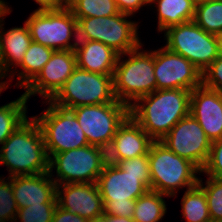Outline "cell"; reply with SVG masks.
I'll return each instance as SVG.
<instances>
[{
  "instance_id": "36",
  "label": "cell",
  "mask_w": 222,
  "mask_h": 222,
  "mask_svg": "<svg viewBox=\"0 0 222 222\" xmlns=\"http://www.w3.org/2000/svg\"><path fill=\"white\" fill-rule=\"evenodd\" d=\"M119 167L128 174L150 175L148 155H141L133 159L121 160Z\"/></svg>"
},
{
  "instance_id": "10",
  "label": "cell",
  "mask_w": 222,
  "mask_h": 222,
  "mask_svg": "<svg viewBox=\"0 0 222 222\" xmlns=\"http://www.w3.org/2000/svg\"><path fill=\"white\" fill-rule=\"evenodd\" d=\"M71 111L84 131L88 144L93 146L113 139L118 128L130 116V107L119 101L75 107Z\"/></svg>"
},
{
  "instance_id": "5",
  "label": "cell",
  "mask_w": 222,
  "mask_h": 222,
  "mask_svg": "<svg viewBox=\"0 0 222 222\" xmlns=\"http://www.w3.org/2000/svg\"><path fill=\"white\" fill-rule=\"evenodd\" d=\"M49 101L69 110L86 105L114 103L117 100L113 91V75L89 72L76 67Z\"/></svg>"
},
{
  "instance_id": "33",
  "label": "cell",
  "mask_w": 222,
  "mask_h": 222,
  "mask_svg": "<svg viewBox=\"0 0 222 222\" xmlns=\"http://www.w3.org/2000/svg\"><path fill=\"white\" fill-rule=\"evenodd\" d=\"M96 149L102 170L117 168L120 166L121 159L114 139L97 144Z\"/></svg>"
},
{
  "instance_id": "19",
  "label": "cell",
  "mask_w": 222,
  "mask_h": 222,
  "mask_svg": "<svg viewBox=\"0 0 222 222\" xmlns=\"http://www.w3.org/2000/svg\"><path fill=\"white\" fill-rule=\"evenodd\" d=\"M7 5V8L0 14V43L5 71L9 75L13 68L17 69L22 62L25 52L32 43V38L26 21L24 26L12 27L8 31L4 29V18L13 10Z\"/></svg>"
},
{
  "instance_id": "14",
  "label": "cell",
  "mask_w": 222,
  "mask_h": 222,
  "mask_svg": "<svg viewBox=\"0 0 222 222\" xmlns=\"http://www.w3.org/2000/svg\"><path fill=\"white\" fill-rule=\"evenodd\" d=\"M76 67V54L69 50L54 51L38 75L24 88L23 95L28 101L38 94L43 100H50Z\"/></svg>"
},
{
  "instance_id": "41",
  "label": "cell",
  "mask_w": 222,
  "mask_h": 222,
  "mask_svg": "<svg viewBox=\"0 0 222 222\" xmlns=\"http://www.w3.org/2000/svg\"><path fill=\"white\" fill-rule=\"evenodd\" d=\"M6 77L9 79V74H7V72L5 71L0 43V80L3 78L6 79Z\"/></svg>"
},
{
  "instance_id": "22",
  "label": "cell",
  "mask_w": 222,
  "mask_h": 222,
  "mask_svg": "<svg viewBox=\"0 0 222 222\" xmlns=\"http://www.w3.org/2000/svg\"><path fill=\"white\" fill-rule=\"evenodd\" d=\"M149 6L157 8V32L162 33L171 26L192 21L196 0H149Z\"/></svg>"
},
{
  "instance_id": "6",
  "label": "cell",
  "mask_w": 222,
  "mask_h": 222,
  "mask_svg": "<svg viewBox=\"0 0 222 222\" xmlns=\"http://www.w3.org/2000/svg\"><path fill=\"white\" fill-rule=\"evenodd\" d=\"M44 103L49 105L47 109L33 117L42 131L49 158L56 153L89 145L84 131L71 110L58 107L49 100Z\"/></svg>"
},
{
  "instance_id": "21",
  "label": "cell",
  "mask_w": 222,
  "mask_h": 222,
  "mask_svg": "<svg viewBox=\"0 0 222 222\" xmlns=\"http://www.w3.org/2000/svg\"><path fill=\"white\" fill-rule=\"evenodd\" d=\"M119 55L114 49L101 42L89 41L76 53V63L78 68L89 72L113 75Z\"/></svg>"
},
{
  "instance_id": "29",
  "label": "cell",
  "mask_w": 222,
  "mask_h": 222,
  "mask_svg": "<svg viewBox=\"0 0 222 222\" xmlns=\"http://www.w3.org/2000/svg\"><path fill=\"white\" fill-rule=\"evenodd\" d=\"M199 177L198 185L204 190L212 221H222V179ZM205 183V184H204Z\"/></svg>"
},
{
  "instance_id": "31",
  "label": "cell",
  "mask_w": 222,
  "mask_h": 222,
  "mask_svg": "<svg viewBox=\"0 0 222 222\" xmlns=\"http://www.w3.org/2000/svg\"><path fill=\"white\" fill-rule=\"evenodd\" d=\"M57 203H41L18 209L15 222H52Z\"/></svg>"
},
{
  "instance_id": "37",
  "label": "cell",
  "mask_w": 222,
  "mask_h": 222,
  "mask_svg": "<svg viewBox=\"0 0 222 222\" xmlns=\"http://www.w3.org/2000/svg\"><path fill=\"white\" fill-rule=\"evenodd\" d=\"M71 41L73 42H70L69 51L74 54L82 50L91 41L89 34L85 31V27L79 20L74 22Z\"/></svg>"
},
{
  "instance_id": "35",
  "label": "cell",
  "mask_w": 222,
  "mask_h": 222,
  "mask_svg": "<svg viewBox=\"0 0 222 222\" xmlns=\"http://www.w3.org/2000/svg\"><path fill=\"white\" fill-rule=\"evenodd\" d=\"M104 214L133 218L136 200L127 199V202H115L114 200H103Z\"/></svg>"
},
{
  "instance_id": "11",
  "label": "cell",
  "mask_w": 222,
  "mask_h": 222,
  "mask_svg": "<svg viewBox=\"0 0 222 222\" xmlns=\"http://www.w3.org/2000/svg\"><path fill=\"white\" fill-rule=\"evenodd\" d=\"M160 142L176 155L192 162L200 171L208 159L212 145L191 114L178 121Z\"/></svg>"
},
{
  "instance_id": "17",
  "label": "cell",
  "mask_w": 222,
  "mask_h": 222,
  "mask_svg": "<svg viewBox=\"0 0 222 222\" xmlns=\"http://www.w3.org/2000/svg\"><path fill=\"white\" fill-rule=\"evenodd\" d=\"M190 114L211 142L222 139V94L201 85L191 91Z\"/></svg>"
},
{
  "instance_id": "12",
  "label": "cell",
  "mask_w": 222,
  "mask_h": 222,
  "mask_svg": "<svg viewBox=\"0 0 222 222\" xmlns=\"http://www.w3.org/2000/svg\"><path fill=\"white\" fill-rule=\"evenodd\" d=\"M77 19L67 7L33 11L26 19L32 41L56 50H69L72 29Z\"/></svg>"
},
{
  "instance_id": "32",
  "label": "cell",
  "mask_w": 222,
  "mask_h": 222,
  "mask_svg": "<svg viewBox=\"0 0 222 222\" xmlns=\"http://www.w3.org/2000/svg\"><path fill=\"white\" fill-rule=\"evenodd\" d=\"M201 173L208 177L222 179V139L212 142L208 159Z\"/></svg>"
},
{
  "instance_id": "3",
  "label": "cell",
  "mask_w": 222,
  "mask_h": 222,
  "mask_svg": "<svg viewBox=\"0 0 222 222\" xmlns=\"http://www.w3.org/2000/svg\"><path fill=\"white\" fill-rule=\"evenodd\" d=\"M143 46L142 44L135 50L120 54L114 69L115 98L129 107L139 98L157 90L154 50H143Z\"/></svg>"
},
{
  "instance_id": "8",
  "label": "cell",
  "mask_w": 222,
  "mask_h": 222,
  "mask_svg": "<svg viewBox=\"0 0 222 222\" xmlns=\"http://www.w3.org/2000/svg\"><path fill=\"white\" fill-rule=\"evenodd\" d=\"M132 15L119 13L108 17L76 18L85 27L91 41L101 42L119 54L137 49L143 43L139 39L138 23ZM128 18V19H127Z\"/></svg>"
},
{
  "instance_id": "25",
  "label": "cell",
  "mask_w": 222,
  "mask_h": 222,
  "mask_svg": "<svg viewBox=\"0 0 222 222\" xmlns=\"http://www.w3.org/2000/svg\"><path fill=\"white\" fill-rule=\"evenodd\" d=\"M27 100L22 94L16 100L0 106V145L28 118Z\"/></svg>"
},
{
  "instance_id": "23",
  "label": "cell",
  "mask_w": 222,
  "mask_h": 222,
  "mask_svg": "<svg viewBox=\"0 0 222 222\" xmlns=\"http://www.w3.org/2000/svg\"><path fill=\"white\" fill-rule=\"evenodd\" d=\"M55 50L45 45L38 44L32 41L28 50L25 52L24 58L20 65L22 70L15 69L9 75V81L12 82L16 76L18 80L15 85L18 88H25L41 71L44 65L50 60ZM18 75V76H17Z\"/></svg>"
},
{
  "instance_id": "46",
  "label": "cell",
  "mask_w": 222,
  "mask_h": 222,
  "mask_svg": "<svg viewBox=\"0 0 222 222\" xmlns=\"http://www.w3.org/2000/svg\"><path fill=\"white\" fill-rule=\"evenodd\" d=\"M7 3L5 0H0V14L7 8Z\"/></svg>"
},
{
  "instance_id": "44",
  "label": "cell",
  "mask_w": 222,
  "mask_h": 222,
  "mask_svg": "<svg viewBox=\"0 0 222 222\" xmlns=\"http://www.w3.org/2000/svg\"><path fill=\"white\" fill-rule=\"evenodd\" d=\"M8 81L7 79L4 81H0V95L2 93V91L6 90L7 88H9V86H11L10 84L8 85Z\"/></svg>"
},
{
  "instance_id": "13",
  "label": "cell",
  "mask_w": 222,
  "mask_h": 222,
  "mask_svg": "<svg viewBox=\"0 0 222 222\" xmlns=\"http://www.w3.org/2000/svg\"><path fill=\"white\" fill-rule=\"evenodd\" d=\"M154 75L157 90L192 91L202 85V72L185 57L168 50L165 46L154 50Z\"/></svg>"
},
{
  "instance_id": "30",
  "label": "cell",
  "mask_w": 222,
  "mask_h": 222,
  "mask_svg": "<svg viewBox=\"0 0 222 222\" xmlns=\"http://www.w3.org/2000/svg\"><path fill=\"white\" fill-rule=\"evenodd\" d=\"M18 212L13 196L12 177L0 176V219L4 222H15Z\"/></svg>"
},
{
  "instance_id": "28",
  "label": "cell",
  "mask_w": 222,
  "mask_h": 222,
  "mask_svg": "<svg viewBox=\"0 0 222 222\" xmlns=\"http://www.w3.org/2000/svg\"><path fill=\"white\" fill-rule=\"evenodd\" d=\"M68 8L75 18L108 17L121 13L115 0H71Z\"/></svg>"
},
{
  "instance_id": "40",
  "label": "cell",
  "mask_w": 222,
  "mask_h": 222,
  "mask_svg": "<svg viewBox=\"0 0 222 222\" xmlns=\"http://www.w3.org/2000/svg\"><path fill=\"white\" fill-rule=\"evenodd\" d=\"M39 5L36 11L60 10L68 7L65 0H34Z\"/></svg>"
},
{
  "instance_id": "15",
  "label": "cell",
  "mask_w": 222,
  "mask_h": 222,
  "mask_svg": "<svg viewBox=\"0 0 222 222\" xmlns=\"http://www.w3.org/2000/svg\"><path fill=\"white\" fill-rule=\"evenodd\" d=\"M57 204L62 209L85 219L104 214V204L97 183L56 185Z\"/></svg>"
},
{
  "instance_id": "1",
  "label": "cell",
  "mask_w": 222,
  "mask_h": 222,
  "mask_svg": "<svg viewBox=\"0 0 222 222\" xmlns=\"http://www.w3.org/2000/svg\"><path fill=\"white\" fill-rule=\"evenodd\" d=\"M190 98L189 90H155L130 106V116L154 141H160L190 114Z\"/></svg>"
},
{
  "instance_id": "9",
  "label": "cell",
  "mask_w": 222,
  "mask_h": 222,
  "mask_svg": "<svg viewBox=\"0 0 222 222\" xmlns=\"http://www.w3.org/2000/svg\"><path fill=\"white\" fill-rule=\"evenodd\" d=\"M48 172L56 185L97 183L102 167L96 146L87 145L52 155L49 158Z\"/></svg>"
},
{
  "instance_id": "43",
  "label": "cell",
  "mask_w": 222,
  "mask_h": 222,
  "mask_svg": "<svg viewBox=\"0 0 222 222\" xmlns=\"http://www.w3.org/2000/svg\"><path fill=\"white\" fill-rule=\"evenodd\" d=\"M87 222H108V215L102 214V215L94 217L92 219H88Z\"/></svg>"
},
{
  "instance_id": "18",
  "label": "cell",
  "mask_w": 222,
  "mask_h": 222,
  "mask_svg": "<svg viewBox=\"0 0 222 222\" xmlns=\"http://www.w3.org/2000/svg\"><path fill=\"white\" fill-rule=\"evenodd\" d=\"M12 189L18 209L41 203H57L56 183L49 172L14 176Z\"/></svg>"
},
{
  "instance_id": "45",
  "label": "cell",
  "mask_w": 222,
  "mask_h": 222,
  "mask_svg": "<svg viewBox=\"0 0 222 222\" xmlns=\"http://www.w3.org/2000/svg\"><path fill=\"white\" fill-rule=\"evenodd\" d=\"M218 42H219V54L222 56V33H219L217 35Z\"/></svg>"
},
{
  "instance_id": "20",
  "label": "cell",
  "mask_w": 222,
  "mask_h": 222,
  "mask_svg": "<svg viewBox=\"0 0 222 222\" xmlns=\"http://www.w3.org/2000/svg\"><path fill=\"white\" fill-rule=\"evenodd\" d=\"M121 160L148 155L154 140L129 116L114 135Z\"/></svg>"
},
{
  "instance_id": "27",
  "label": "cell",
  "mask_w": 222,
  "mask_h": 222,
  "mask_svg": "<svg viewBox=\"0 0 222 222\" xmlns=\"http://www.w3.org/2000/svg\"><path fill=\"white\" fill-rule=\"evenodd\" d=\"M193 21L208 33H222V0L196 2Z\"/></svg>"
},
{
  "instance_id": "16",
  "label": "cell",
  "mask_w": 222,
  "mask_h": 222,
  "mask_svg": "<svg viewBox=\"0 0 222 222\" xmlns=\"http://www.w3.org/2000/svg\"><path fill=\"white\" fill-rule=\"evenodd\" d=\"M97 186L103 200L127 202L150 190V175L128 174L120 167L102 170Z\"/></svg>"
},
{
  "instance_id": "34",
  "label": "cell",
  "mask_w": 222,
  "mask_h": 222,
  "mask_svg": "<svg viewBox=\"0 0 222 222\" xmlns=\"http://www.w3.org/2000/svg\"><path fill=\"white\" fill-rule=\"evenodd\" d=\"M202 85L222 94V56H218L203 72Z\"/></svg>"
},
{
  "instance_id": "24",
  "label": "cell",
  "mask_w": 222,
  "mask_h": 222,
  "mask_svg": "<svg viewBox=\"0 0 222 222\" xmlns=\"http://www.w3.org/2000/svg\"><path fill=\"white\" fill-rule=\"evenodd\" d=\"M157 191L148 190L136 199L133 212L134 222H160L167 213L165 197Z\"/></svg>"
},
{
  "instance_id": "2",
  "label": "cell",
  "mask_w": 222,
  "mask_h": 222,
  "mask_svg": "<svg viewBox=\"0 0 222 222\" xmlns=\"http://www.w3.org/2000/svg\"><path fill=\"white\" fill-rule=\"evenodd\" d=\"M8 176L36 175L49 171V157L42 131L33 116L27 118L0 148V166Z\"/></svg>"
},
{
  "instance_id": "39",
  "label": "cell",
  "mask_w": 222,
  "mask_h": 222,
  "mask_svg": "<svg viewBox=\"0 0 222 222\" xmlns=\"http://www.w3.org/2000/svg\"><path fill=\"white\" fill-rule=\"evenodd\" d=\"M52 222H87V219L66 211L57 205Z\"/></svg>"
},
{
  "instance_id": "38",
  "label": "cell",
  "mask_w": 222,
  "mask_h": 222,
  "mask_svg": "<svg viewBox=\"0 0 222 222\" xmlns=\"http://www.w3.org/2000/svg\"><path fill=\"white\" fill-rule=\"evenodd\" d=\"M121 13L134 16L143 6H149V0H115Z\"/></svg>"
},
{
  "instance_id": "4",
  "label": "cell",
  "mask_w": 222,
  "mask_h": 222,
  "mask_svg": "<svg viewBox=\"0 0 222 222\" xmlns=\"http://www.w3.org/2000/svg\"><path fill=\"white\" fill-rule=\"evenodd\" d=\"M150 168V190L171 198L183 188L198 184L201 171L189 160L169 150L160 141H154L148 152Z\"/></svg>"
},
{
  "instance_id": "7",
  "label": "cell",
  "mask_w": 222,
  "mask_h": 222,
  "mask_svg": "<svg viewBox=\"0 0 222 222\" xmlns=\"http://www.w3.org/2000/svg\"><path fill=\"white\" fill-rule=\"evenodd\" d=\"M164 32V46L185 57L203 72L220 54L217 35L200 28L193 20L174 25Z\"/></svg>"
},
{
  "instance_id": "26",
  "label": "cell",
  "mask_w": 222,
  "mask_h": 222,
  "mask_svg": "<svg viewBox=\"0 0 222 222\" xmlns=\"http://www.w3.org/2000/svg\"><path fill=\"white\" fill-rule=\"evenodd\" d=\"M181 199L182 216L186 222H209L211 220L205 192L198 184L184 191Z\"/></svg>"
},
{
  "instance_id": "42",
  "label": "cell",
  "mask_w": 222,
  "mask_h": 222,
  "mask_svg": "<svg viewBox=\"0 0 222 222\" xmlns=\"http://www.w3.org/2000/svg\"><path fill=\"white\" fill-rule=\"evenodd\" d=\"M108 222H134L133 218L108 215Z\"/></svg>"
}]
</instances>
